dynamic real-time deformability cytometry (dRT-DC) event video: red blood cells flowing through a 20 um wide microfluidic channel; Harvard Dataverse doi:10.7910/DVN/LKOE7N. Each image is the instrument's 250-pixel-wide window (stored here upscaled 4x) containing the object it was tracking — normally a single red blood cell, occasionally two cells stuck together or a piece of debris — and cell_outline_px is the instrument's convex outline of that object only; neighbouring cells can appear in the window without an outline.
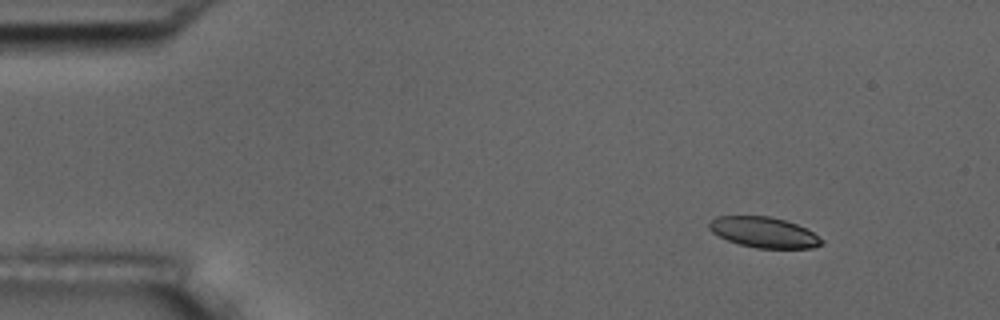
{"species": "common noctule bat (a hibernating species)", "species_latin": "Nyctalus noctula", "temperature_condition": "room temperature", "stored_images_in_passage": 9, "camera_frame_rate_fps": 3000, "um_per_image_px": 0.085, "animal": {"sex": "male", "body_mass_g": 17.5, "forearm_length_mm": 52.3}, "frame": {"image": 1, "passage_image": 1, "time_ms": 0.0, "image_size_px": [1000, 320], "cell_outline_px": [[824, 244], [812, 248], [756, 248], [740, 244], [728, 240], [712, 232], [708, 228], [708, 224], [716, 216], [768, 216], [784, 220], [796, 224], [812, 232], [824, 240]], "centroid_in_image_um": [64.93, 19.75], "position_along_channel_um": 20.1, "area_um2": 19.88}}
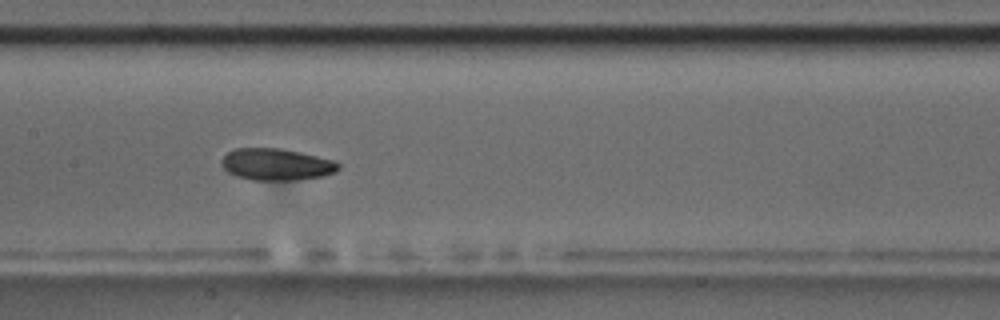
{"frame": {"image": 2, "passage_image": 7, "time_ms": 7.0, "image_size_px": [1000, 320], "cell_outline_px": [[340, 168], [336, 172], [324, 176], [296, 180], [252, 180], [236, 176], [228, 172], [220, 164], [220, 160], [228, 152], [236, 148], [280, 148], [300, 152], [336, 160], [340, 164]], "centroid_in_image_um": [23.52, 13.97], "position_along_channel_um": 183.9, "area_um2": 21.91}}
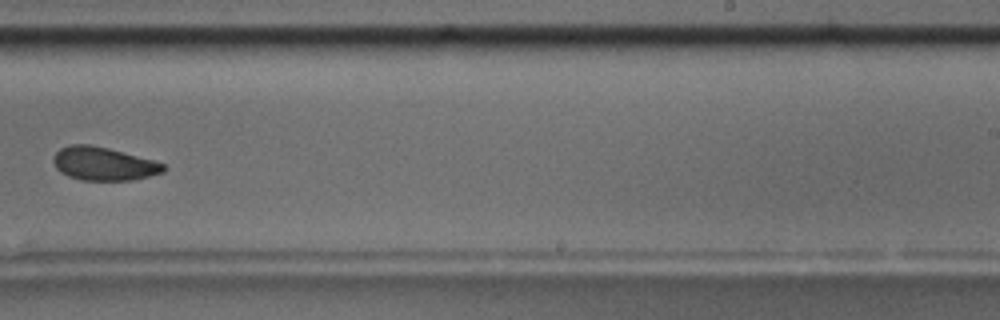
{"frame": {"image": 3, "passage_image": 9, "time_ms": 9.667, "image_size_px": [1000, 320], "cell_outline_px": [[164, 172], [132, 180], [84, 180], [68, 176], [60, 172], [56, 168], [52, 160], [56, 152], [60, 148], [68, 144], [92, 144], [108, 148], [152, 160], [164, 164]], "centroid_in_image_um": [8.75, 13.91], "position_along_channel_um": 280.2, "area_um2": 21.27}}